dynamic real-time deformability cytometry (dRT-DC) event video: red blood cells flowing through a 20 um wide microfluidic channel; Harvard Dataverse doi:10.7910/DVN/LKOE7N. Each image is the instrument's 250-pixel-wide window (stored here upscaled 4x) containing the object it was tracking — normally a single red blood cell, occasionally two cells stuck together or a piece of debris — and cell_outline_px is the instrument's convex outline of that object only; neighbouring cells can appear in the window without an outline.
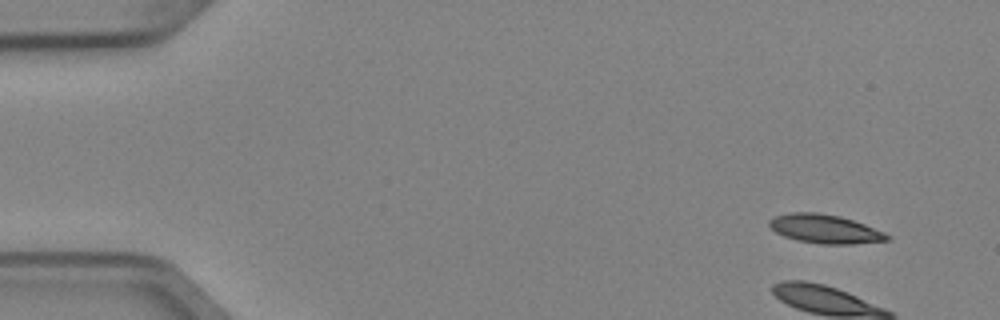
{"species": "Egyptian fruit bat (a non-hibernating species)", "species_latin": "Rousettus aegyptiacus", "temperature_condition": "cold", "stored_images_in_passage": 4, "camera_frame_rate_fps": 3000, "um_per_image_px": 0.085, "animal": {"sex": "female"}, "frame": {"image": 1, "passage_image": 1, "time_ms": 0.0, "image_size_px": [1000, 320], "cell_outline_px": [[892, 236], [888, 240], [852, 244], [820, 244], [800, 240], [784, 236], [776, 232], [768, 224], [768, 220], [776, 216], [792, 212], [816, 212], [840, 216], [864, 224], [884, 232]], "centroid_in_image_um": [70.13, 19.45], "position_along_channel_um": 14.9, "area_um2": 19.59}}